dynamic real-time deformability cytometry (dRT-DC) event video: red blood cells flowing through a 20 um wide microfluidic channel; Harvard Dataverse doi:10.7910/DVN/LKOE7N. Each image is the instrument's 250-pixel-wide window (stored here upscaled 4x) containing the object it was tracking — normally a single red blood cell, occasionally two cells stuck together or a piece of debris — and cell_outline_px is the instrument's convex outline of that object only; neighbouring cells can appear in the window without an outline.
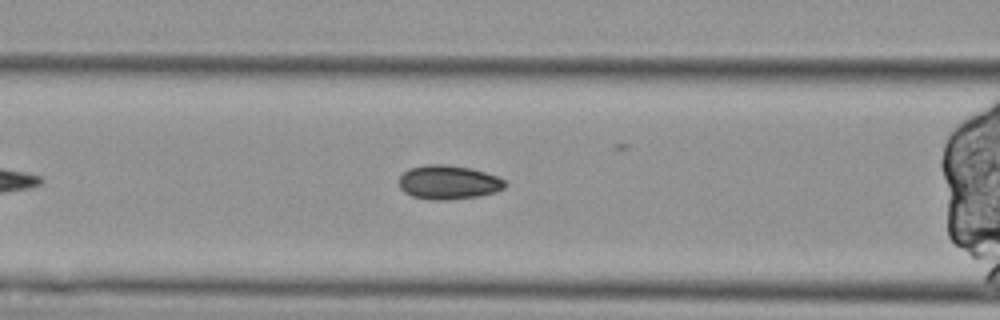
{"species": "Egyptian fruit bat (a non-hibernating species)", "species_latin": "Rousettus aegyptiacus", "temperature_condition": "cold", "stored_images_in_passage": 41, "camera_frame_rate_fps": 3000, "um_per_image_px": 0.085, "animal": {"sex": "female"}, "frame": {"image": 1, "passage_image": 7, "time_ms": 2.0, "image_size_px": [1000, 320], "cell_outline_px": [[508, 184], [504, 188], [496, 192], [480, 196], [448, 200], [432, 200], [412, 196], [404, 192], [400, 188], [400, 176], [408, 168], [424, 164], [444, 164], [472, 168], [500, 176]], "centroid_in_image_um": [38.15, 15.49], "position_along_channel_um": 128.4, "area_um2": 21.39}}
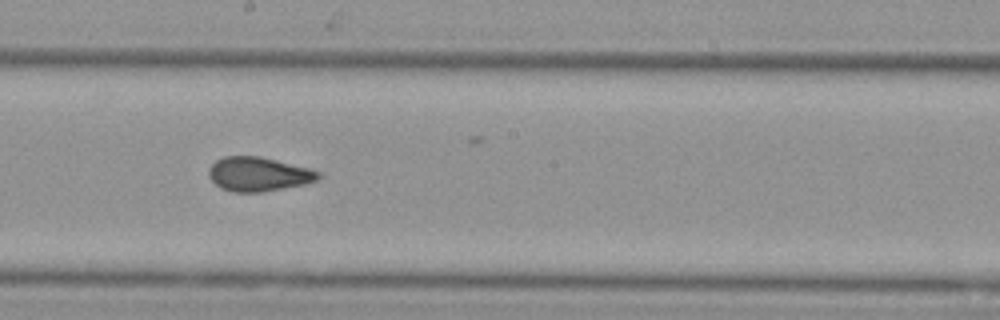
{"frame": {"image": 2, "passage_image": 16, "time_ms": 5.0, "image_size_px": [1000, 320], "cell_outline_px": [[320, 176], [316, 180], [304, 184], [260, 192], [232, 192], [220, 188], [208, 176], [208, 168], [216, 160], [224, 156], [260, 156], [308, 168], [320, 172]], "centroid_in_image_um": [21.92, 14.8], "position_along_channel_um": 226.3, "area_um2": 21.68}}
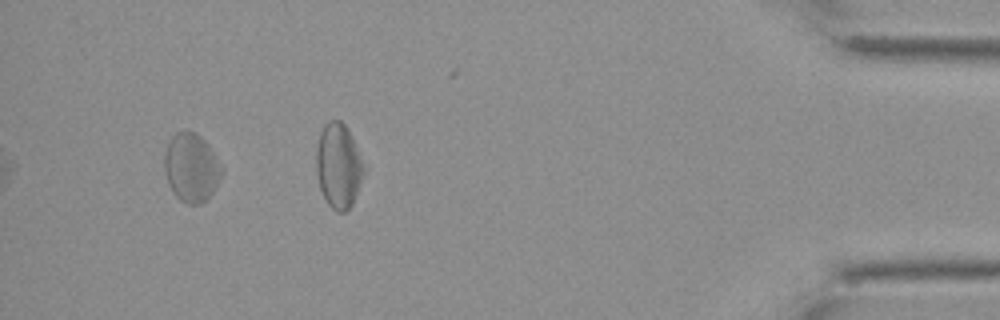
{"frame": {"image": 3, "passage_image": 37, "time_ms": 12.0, "image_size_px": [1000, 320], "cell_outline_px": [[224, 172], [212, 192], [200, 204], [188, 204], [180, 200], [172, 192], [168, 184], [164, 168], [164, 156], [168, 144], [172, 136], [176, 132], [184, 128], [196, 132], [208, 144]], "centroid_in_image_um": [16.24, 14.22], "position_along_channel_um": 419.0, "area_um2": 22.89}}